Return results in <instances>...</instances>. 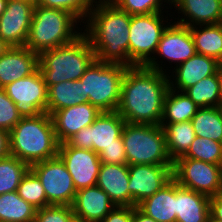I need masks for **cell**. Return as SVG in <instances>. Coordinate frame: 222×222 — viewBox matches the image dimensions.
I'll list each match as a JSON object with an SVG mask.
<instances>
[{
  "label": "cell",
  "instance_id": "1",
  "mask_svg": "<svg viewBox=\"0 0 222 222\" xmlns=\"http://www.w3.org/2000/svg\"><path fill=\"white\" fill-rule=\"evenodd\" d=\"M168 75L145 66L128 67L122 81L119 115L127 123L160 125Z\"/></svg>",
  "mask_w": 222,
  "mask_h": 222
},
{
  "label": "cell",
  "instance_id": "2",
  "mask_svg": "<svg viewBox=\"0 0 222 222\" xmlns=\"http://www.w3.org/2000/svg\"><path fill=\"white\" fill-rule=\"evenodd\" d=\"M83 32L96 60L129 67V27L131 15L110 0H99L87 17Z\"/></svg>",
  "mask_w": 222,
  "mask_h": 222
},
{
  "label": "cell",
  "instance_id": "3",
  "mask_svg": "<svg viewBox=\"0 0 222 222\" xmlns=\"http://www.w3.org/2000/svg\"><path fill=\"white\" fill-rule=\"evenodd\" d=\"M10 155L33 164L58 156L57 140L51 115L47 112L35 117H22L9 132Z\"/></svg>",
  "mask_w": 222,
  "mask_h": 222
},
{
  "label": "cell",
  "instance_id": "4",
  "mask_svg": "<svg viewBox=\"0 0 222 222\" xmlns=\"http://www.w3.org/2000/svg\"><path fill=\"white\" fill-rule=\"evenodd\" d=\"M96 60L93 48L84 33L72 42L38 55V68L47 88L64 81L79 80Z\"/></svg>",
  "mask_w": 222,
  "mask_h": 222
},
{
  "label": "cell",
  "instance_id": "5",
  "mask_svg": "<svg viewBox=\"0 0 222 222\" xmlns=\"http://www.w3.org/2000/svg\"><path fill=\"white\" fill-rule=\"evenodd\" d=\"M77 23L68 11L36 5L25 47L39 55L70 43L82 33L76 31Z\"/></svg>",
  "mask_w": 222,
  "mask_h": 222
},
{
  "label": "cell",
  "instance_id": "6",
  "mask_svg": "<svg viewBox=\"0 0 222 222\" xmlns=\"http://www.w3.org/2000/svg\"><path fill=\"white\" fill-rule=\"evenodd\" d=\"M127 165H173L161 125L127 123L122 130Z\"/></svg>",
  "mask_w": 222,
  "mask_h": 222
},
{
  "label": "cell",
  "instance_id": "7",
  "mask_svg": "<svg viewBox=\"0 0 222 222\" xmlns=\"http://www.w3.org/2000/svg\"><path fill=\"white\" fill-rule=\"evenodd\" d=\"M163 12L131 15L129 27V67L145 66L166 73L155 56L163 31L172 22L164 21ZM166 22L167 24L165 25ZM153 55V56H152ZM152 56V57H151ZM158 62V63H157ZM165 70V71H164Z\"/></svg>",
  "mask_w": 222,
  "mask_h": 222
},
{
  "label": "cell",
  "instance_id": "8",
  "mask_svg": "<svg viewBox=\"0 0 222 222\" xmlns=\"http://www.w3.org/2000/svg\"><path fill=\"white\" fill-rule=\"evenodd\" d=\"M128 66L95 60L81 76L84 95L101 112H115Z\"/></svg>",
  "mask_w": 222,
  "mask_h": 222
},
{
  "label": "cell",
  "instance_id": "9",
  "mask_svg": "<svg viewBox=\"0 0 222 222\" xmlns=\"http://www.w3.org/2000/svg\"><path fill=\"white\" fill-rule=\"evenodd\" d=\"M172 176L180 186L208 197L222 193V165L178 158L173 162Z\"/></svg>",
  "mask_w": 222,
  "mask_h": 222
},
{
  "label": "cell",
  "instance_id": "10",
  "mask_svg": "<svg viewBox=\"0 0 222 222\" xmlns=\"http://www.w3.org/2000/svg\"><path fill=\"white\" fill-rule=\"evenodd\" d=\"M126 121L115 112H101L93 123L68 138V146L93 150L99 154L113 144H124L122 130Z\"/></svg>",
  "mask_w": 222,
  "mask_h": 222
},
{
  "label": "cell",
  "instance_id": "11",
  "mask_svg": "<svg viewBox=\"0 0 222 222\" xmlns=\"http://www.w3.org/2000/svg\"><path fill=\"white\" fill-rule=\"evenodd\" d=\"M30 170L38 177L45 190L47 206H72L77 190L59 156L33 164Z\"/></svg>",
  "mask_w": 222,
  "mask_h": 222
},
{
  "label": "cell",
  "instance_id": "12",
  "mask_svg": "<svg viewBox=\"0 0 222 222\" xmlns=\"http://www.w3.org/2000/svg\"><path fill=\"white\" fill-rule=\"evenodd\" d=\"M4 90L22 117H35L46 112L48 88L39 68L29 76L8 84Z\"/></svg>",
  "mask_w": 222,
  "mask_h": 222
},
{
  "label": "cell",
  "instance_id": "13",
  "mask_svg": "<svg viewBox=\"0 0 222 222\" xmlns=\"http://www.w3.org/2000/svg\"><path fill=\"white\" fill-rule=\"evenodd\" d=\"M58 156L72 176L77 191L97 184L101 161L93 150L68 146L63 142L59 144Z\"/></svg>",
  "mask_w": 222,
  "mask_h": 222
},
{
  "label": "cell",
  "instance_id": "14",
  "mask_svg": "<svg viewBox=\"0 0 222 222\" xmlns=\"http://www.w3.org/2000/svg\"><path fill=\"white\" fill-rule=\"evenodd\" d=\"M173 165H129V193L132 207L151 197L172 178Z\"/></svg>",
  "mask_w": 222,
  "mask_h": 222
},
{
  "label": "cell",
  "instance_id": "15",
  "mask_svg": "<svg viewBox=\"0 0 222 222\" xmlns=\"http://www.w3.org/2000/svg\"><path fill=\"white\" fill-rule=\"evenodd\" d=\"M34 7L26 1H7L6 9L0 16V38L10 47L25 46Z\"/></svg>",
  "mask_w": 222,
  "mask_h": 222
},
{
  "label": "cell",
  "instance_id": "16",
  "mask_svg": "<svg viewBox=\"0 0 222 222\" xmlns=\"http://www.w3.org/2000/svg\"><path fill=\"white\" fill-rule=\"evenodd\" d=\"M196 53L190 27L174 22L163 31L155 55L178 66Z\"/></svg>",
  "mask_w": 222,
  "mask_h": 222
},
{
  "label": "cell",
  "instance_id": "17",
  "mask_svg": "<svg viewBox=\"0 0 222 222\" xmlns=\"http://www.w3.org/2000/svg\"><path fill=\"white\" fill-rule=\"evenodd\" d=\"M100 113L89 102L55 111L51 117L58 142L63 143L83 128L89 127Z\"/></svg>",
  "mask_w": 222,
  "mask_h": 222
},
{
  "label": "cell",
  "instance_id": "18",
  "mask_svg": "<svg viewBox=\"0 0 222 222\" xmlns=\"http://www.w3.org/2000/svg\"><path fill=\"white\" fill-rule=\"evenodd\" d=\"M218 68L219 61L196 53L187 61L174 67L173 70L175 71H172L173 76H168L169 88L179 92H185L188 88L192 87L205 77L216 74ZM171 79L175 81H172Z\"/></svg>",
  "mask_w": 222,
  "mask_h": 222
},
{
  "label": "cell",
  "instance_id": "19",
  "mask_svg": "<svg viewBox=\"0 0 222 222\" xmlns=\"http://www.w3.org/2000/svg\"><path fill=\"white\" fill-rule=\"evenodd\" d=\"M37 68V53L25 46L10 47L0 56V88L29 76Z\"/></svg>",
  "mask_w": 222,
  "mask_h": 222
},
{
  "label": "cell",
  "instance_id": "20",
  "mask_svg": "<svg viewBox=\"0 0 222 222\" xmlns=\"http://www.w3.org/2000/svg\"><path fill=\"white\" fill-rule=\"evenodd\" d=\"M170 3L179 14L184 15L176 22L180 25L191 27L222 23L221 0H170Z\"/></svg>",
  "mask_w": 222,
  "mask_h": 222
},
{
  "label": "cell",
  "instance_id": "21",
  "mask_svg": "<svg viewBox=\"0 0 222 222\" xmlns=\"http://www.w3.org/2000/svg\"><path fill=\"white\" fill-rule=\"evenodd\" d=\"M116 206L132 207L129 193V166L101 163L97 184Z\"/></svg>",
  "mask_w": 222,
  "mask_h": 222
},
{
  "label": "cell",
  "instance_id": "22",
  "mask_svg": "<svg viewBox=\"0 0 222 222\" xmlns=\"http://www.w3.org/2000/svg\"><path fill=\"white\" fill-rule=\"evenodd\" d=\"M115 206L108 194L95 185L76 192L72 210L87 222H100Z\"/></svg>",
  "mask_w": 222,
  "mask_h": 222
},
{
  "label": "cell",
  "instance_id": "23",
  "mask_svg": "<svg viewBox=\"0 0 222 222\" xmlns=\"http://www.w3.org/2000/svg\"><path fill=\"white\" fill-rule=\"evenodd\" d=\"M210 197L180 186L176 182V221L207 222Z\"/></svg>",
  "mask_w": 222,
  "mask_h": 222
},
{
  "label": "cell",
  "instance_id": "24",
  "mask_svg": "<svg viewBox=\"0 0 222 222\" xmlns=\"http://www.w3.org/2000/svg\"><path fill=\"white\" fill-rule=\"evenodd\" d=\"M136 207L157 222H175L176 181L172 178L164 187Z\"/></svg>",
  "mask_w": 222,
  "mask_h": 222
},
{
  "label": "cell",
  "instance_id": "25",
  "mask_svg": "<svg viewBox=\"0 0 222 222\" xmlns=\"http://www.w3.org/2000/svg\"><path fill=\"white\" fill-rule=\"evenodd\" d=\"M48 102L46 112L52 115L55 111L76 104L88 103L89 99L84 95L81 80L64 81L48 87Z\"/></svg>",
  "mask_w": 222,
  "mask_h": 222
},
{
  "label": "cell",
  "instance_id": "26",
  "mask_svg": "<svg viewBox=\"0 0 222 222\" xmlns=\"http://www.w3.org/2000/svg\"><path fill=\"white\" fill-rule=\"evenodd\" d=\"M200 107L185 92L171 88L166 92L160 125L191 121Z\"/></svg>",
  "mask_w": 222,
  "mask_h": 222
},
{
  "label": "cell",
  "instance_id": "27",
  "mask_svg": "<svg viewBox=\"0 0 222 222\" xmlns=\"http://www.w3.org/2000/svg\"><path fill=\"white\" fill-rule=\"evenodd\" d=\"M190 32L198 54L220 61L222 58V23L191 26Z\"/></svg>",
  "mask_w": 222,
  "mask_h": 222
},
{
  "label": "cell",
  "instance_id": "28",
  "mask_svg": "<svg viewBox=\"0 0 222 222\" xmlns=\"http://www.w3.org/2000/svg\"><path fill=\"white\" fill-rule=\"evenodd\" d=\"M191 123L195 136L222 143V106L199 108Z\"/></svg>",
  "mask_w": 222,
  "mask_h": 222
},
{
  "label": "cell",
  "instance_id": "29",
  "mask_svg": "<svg viewBox=\"0 0 222 222\" xmlns=\"http://www.w3.org/2000/svg\"><path fill=\"white\" fill-rule=\"evenodd\" d=\"M166 137V147L174 162L182 157L194 141L195 132L191 121L167 124L163 127Z\"/></svg>",
  "mask_w": 222,
  "mask_h": 222
},
{
  "label": "cell",
  "instance_id": "30",
  "mask_svg": "<svg viewBox=\"0 0 222 222\" xmlns=\"http://www.w3.org/2000/svg\"><path fill=\"white\" fill-rule=\"evenodd\" d=\"M36 208L22 199L17 191L0 194V220L34 222Z\"/></svg>",
  "mask_w": 222,
  "mask_h": 222
},
{
  "label": "cell",
  "instance_id": "31",
  "mask_svg": "<svg viewBox=\"0 0 222 222\" xmlns=\"http://www.w3.org/2000/svg\"><path fill=\"white\" fill-rule=\"evenodd\" d=\"M185 93L200 108L202 107H220L221 94L219 86L218 72L212 76L205 77Z\"/></svg>",
  "mask_w": 222,
  "mask_h": 222
},
{
  "label": "cell",
  "instance_id": "32",
  "mask_svg": "<svg viewBox=\"0 0 222 222\" xmlns=\"http://www.w3.org/2000/svg\"><path fill=\"white\" fill-rule=\"evenodd\" d=\"M30 167L15 156L0 159V194L17 191Z\"/></svg>",
  "mask_w": 222,
  "mask_h": 222
},
{
  "label": "cell",
  "instance_id": "33",
  "mask_svg": "<svg viewBox=\"0 0 222 222\" xmlns=\"http://www.w3.org/2000/svg\"><path fill=\"white\" fill-rule=\"evenodd\" d=\"M179 158H191L207 163L222 165V143L195 136L188 151Z\"/></svg>",
  "mask_w": 222,
  "mask_h": 222
},
{
  "label": "cell",
  "instance_id": "34",
  "mask_svg": "<svg viewBox=\"0 0 222 222\" xmlns=\"http://www.w3.org/2000/svg\"><path fill=\"white\" fill-rule=\"evenodd\" d=\"M17 192L22 199L36 209L47 206L45 190L38 177L30 169L22 177Z\"/></svg>",
  "mask_w": 222,
  "mask_h": 222
},
{
  "label": "cell",
  "instance_id": "35",
  "mask_svg": "<svg viewBox=\"0 0 222 222\" xmlns=\"http://www.w3.org/2000/svg\"><path fill=\"white\" fill-rule=\"evenodd\" d=\"M96 2V0H37L36 5L68 11L82 23L83 20H87Z\"/></svg>",
  "mask_w": 222,
  "mask_h": 222
},
{
  "label": "cell",
  "instance_id": "36",
  "mask_svg": "<svg viewBox=\"0 0 222 222\" xmlns=\"http://www.w3.org/2000/svg\"><path fill=\"white\" fill-rule=\"evenodd\" d=\"M118 8L127 12L129 15L150 14L162 12L161 6L164 2L170 5V0H110Z\"/></svg>",
  "mask_w": 222,
  "mask_h": 222
},
{
  "label": "cell",
  "instance_id": "37",
  "mask_svg": "<svg viewBox=\"0 0 222 222\" xmlns=\"http://www.w3.org/2000/svg\"><path fill=\"white\" fill-rule=\"evenodd\" d=\"M21 118L13 100L0 88V129L10 132Z\"/></svg>",
  "mask_w": 222,
  "mask_h": 222
},
{
  "label": "cell",
  "instance_id": "38",
  "mask_svg": "<svg viewBox=\"0 0 222 222\" xmlns=\"http://www.w3.org/2000/svg\"><path fill=\"white\" fill-rule=\"evenodd\" d=\"M73 215L72 206L49 205L36 210L34 222H68Z\"/></svg>",
  "mask_w": 222,
  "mask_h": 222
},
{
  "label": "cell",
  "instance_id": "39",
  "mask_svg": "<svg viewBox=\"0 0 222 222\" xmlns=\"http://www.w3.org/2000/svg\"><path fill=\"white\" fill-rule=\"evenodd\" d=\"M101 163L127 165L124 144H113L106 147L99 154Z\"/></svg>",
  "mask_w": 222,
  "mask_h": 222
},
{
  "label": "cell",
  "instance_id": "40",
  "mask_svg": "<svg viewBox=\"0 0 222 222\" xmlns=\"http://www.w3.org/2000/svg\"><path fill=\"white\" fill-rule=\"evenodd\" d=\"M100 222H132V207L115 206Z\"/></svg>",
  "mask_w": 222,
  "mask_h": 222
},
{
  "label": "cell",
  "instance_id": "41",
  "mask_svg": "<svg viewBox=\"0 0 222 222\" xmlns=\"http://www.w3.org/2000/svg\"><path fill=\"white\" fill-rule=\"evenodd\" d=\"M210 215L222 222V193L210 197Z\"/></svg>",
  "mask_w": 222,
  "mask_h": 222
},
{
  "label": "cell",
  "instance_id": "42",
  "mask_svg": "<svg viewBox=\"0 0 222 222\" xmlns=\"http://www.w3.org/2000/svg\"><path fill=\"white\" fill-rule=\"evenodd\" d=\"M10 155L9 132L0 129V159Z\"/></svg>",
  "mask_w": 222,
  "mask_h": 222
},
{
  "label": "cell",
  "instance_id": "43",
  "mask_svg": "<svg viewBox=\"0 0 222 222\" xmlns=\"http://www.w3.org/2000/svg\"><path fill=\"white\" fill-rule=\"evenodd\" d=\"M132 222H157V221L145 215L135 206L132 207Z\"/></svg>",
  "mask_w": 222,
  "mask_h": 222
},
{
  "label": "cell",
  "instance_id": "44",
  "mask_svg": "<svg viewBox=\"0 0 222 222\" xmlns=\"http://www.w3.org/2000/svg\"><path fill=\"white\" fill-rule=\"evenodd\" d=\"M9 48L10 46L0 38V56L3 55Z\"/></svg>",
  "mask_w": 222,
  "mask_h": 222
},
{
  "label": "cell",
  "instance_id": "45",
  "mask_svg": "<svg viewBox=\"0 0 222 222\" xmlns=\"http://www.w3.org/2000/svg\"><path fill=\"white\" fill-rule=\"evenodd\" d=\"M218 78H219V86H220V94H221V106H222V67L218 68Z\"/></svg>",
  "mask_w": 222,
  "mask_h": 222
},
{
  "label": "cell",
  "instance_id": "46",
  "mask_svg": "<svg viewBox=\"0 0 222 222\" xmlns=\"http://www.w3.org/2000/svg\"><path fill=\"white\" fill-rule=\"evenodd\" d=\"M68 222H87L85 219H83L82 217H79L77 215H73Z\"/></svg>",
  "mask_w": 222,
  "mask_h": 222
},
{
  "label": "cell",
  "instance_id": "47",
  "mask_svg": "<svg viewBox=\"0 0 222 222\" xmlns=\"http://www.w3.org/2000/svg\"><path fill=\"white\" fill-rule=\"evenodd\" d=\"M7 1L8 0H0V16L3 14V12L6 9Z\"/></svg>",
  "mask_w": 222,
  "mask_h": 222
},
{
  "label": "cell",
  "instance_id": "48",
  "mask_svg": "<svg viewBox=\"0 0 222 222\" xmlns=\"http://www.w3.org/2000/svg\"><path fill=\"white\" fill-rule=\"evenodd\" d=\"M207 222H221V221H219V220L213 218L211 215H209Z\"/></svg>",
  "mask_w": 222,
  "mask_h": 222
},
{
  "label": "cell",
  "instance_id": "49",
  "mask_svg": "<svg viewBox=\"0 0 222 222\" xmlns=\"http://www.w3.org/2000/svg\"><path fill=\"white\" fill-rule=\"evenodd\" d=\"M21 1H26V2H29L31 4H34L36 6L37 4V0H21Z\"/></svg>",
  "mask_w": 222,
  "mask_h": 222
},
{
  "label": "cell",
  "instance_id": "50",
  "mask_svg": "<svg viewBox=\"0 0 222 222\" xmlns=\"http://www.w3.org/2000/svg\"><path fill=\"white\" fill-rule=\"evenodd\" d=\"M219 66L222 67V58L219 61Z\"/></svg>",
  "mask_w": 222,
  "mask_h": 222
}]
</instances>
